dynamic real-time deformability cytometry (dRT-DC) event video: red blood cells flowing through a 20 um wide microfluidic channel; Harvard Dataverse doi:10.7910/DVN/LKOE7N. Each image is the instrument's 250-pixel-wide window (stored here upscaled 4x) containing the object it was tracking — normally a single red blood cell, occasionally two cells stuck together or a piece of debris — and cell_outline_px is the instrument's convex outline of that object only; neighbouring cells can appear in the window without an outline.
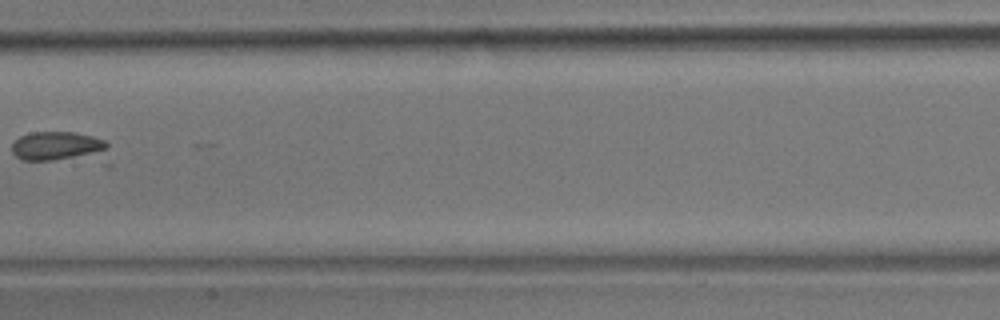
{"species": "common noctule bat (a hibernating species)", "species_latin": "Nyctalus noctula", "temperature_condition": "room temperature", "stored_images_in_passage": 7, "camera_frame_rate_fps": 3000, "um_per_image_px": 0.085, "animal": {"sex": "male", "body_mass_g": 17.9}, "frame": {"image": 1, "passage_image": 7, "time_ms": 7.0, "image_size_px": [1000, 320], "cell_outline_px": [[112, 168], [108, 168], [20, 160], [12, 152], [12, 144], [20, 136], [32, 132], [72, 132], [92, 136], [104, 140], [108, 144], [112, 164]], "centroid_in_image_um": [5.37, 12.68], "position_along_channel_um": 202.0, "area_um2": 20.4}}